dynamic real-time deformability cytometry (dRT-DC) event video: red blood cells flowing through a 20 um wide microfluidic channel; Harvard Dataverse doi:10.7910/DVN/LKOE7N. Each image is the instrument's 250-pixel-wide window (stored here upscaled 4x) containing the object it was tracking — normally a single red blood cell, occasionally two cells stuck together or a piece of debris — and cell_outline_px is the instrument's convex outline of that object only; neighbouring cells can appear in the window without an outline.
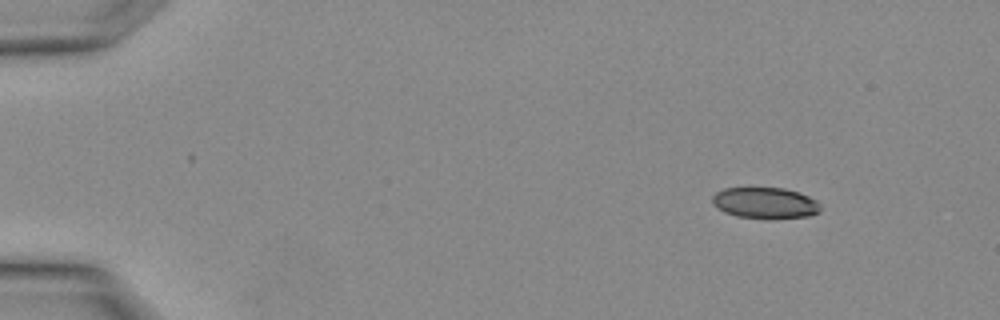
{"species": "Egyptian fruit bat (a non-hibernating species)", "species_latin": "Rousettus aegyptiacus", "temperature_condition": "warm", "stored_images_in_passage": 2, "camera_frame_rate_fps": 3000, "um_per_image_px": 0.085, "animal": {"sex": "female"}, "frame": {"image": 1, "passage_image": 1, "time_ms": 0.0, "image_size_px": [1000, 320], "cell_outline_px": [[820, 212], [808, 216], [768, 220], [736, 216], [724, 212], [716, 208], [712, 204], [712, 196], [716, 192], [724, 188], [784, 188], [800, 192], [816, 200], [820, 204]], "centroid_in_image_um": [65.03, 17.27], "position_along_channel_um": 20.0, "area_um2": 20.06}}
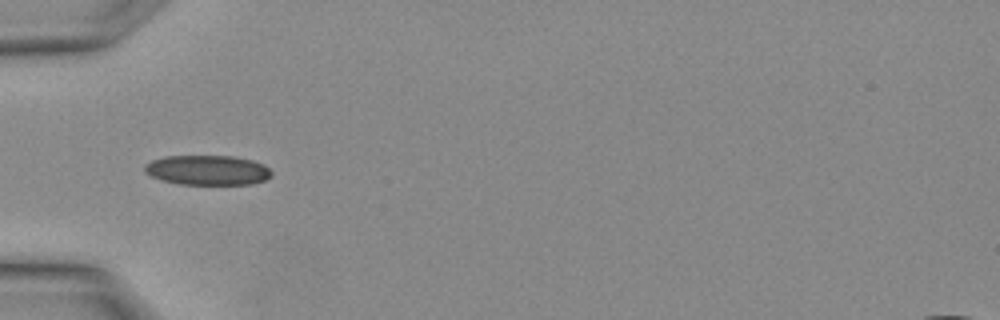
{"frame": {"image": 2, "passage_image": 2, "time_ms": 0.333, "image_size_px": [1000, 320], "cell_outline_px": [[272, 176], [264, 180], [252, 184], [180, 184], [160, 180], [144, 172], [144, 164], [152, 160], [164, 156], [232, 156], [252, 160], [264, 164], [272, 172]], "centroid_in_image_um": [17.63, 14.46], "position_along_channel_um": 67.4, "area_um2": 22.14}}